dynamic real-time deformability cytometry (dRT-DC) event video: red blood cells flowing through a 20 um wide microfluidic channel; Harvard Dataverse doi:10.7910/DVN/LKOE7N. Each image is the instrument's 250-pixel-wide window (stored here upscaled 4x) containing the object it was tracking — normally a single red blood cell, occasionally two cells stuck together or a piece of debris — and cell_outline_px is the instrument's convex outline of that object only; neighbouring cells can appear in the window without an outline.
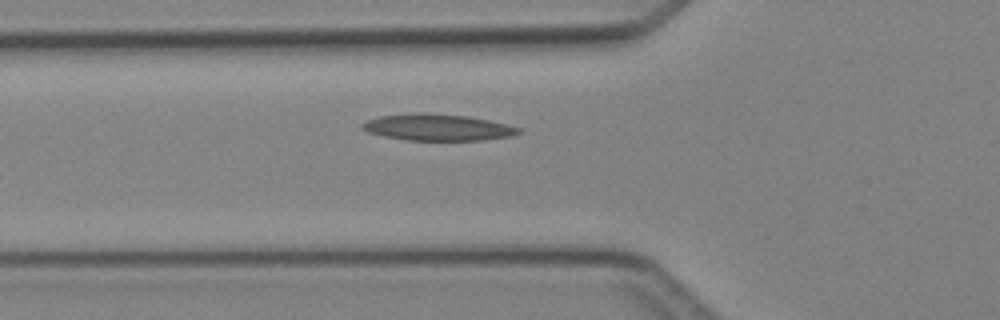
{"species": "Egyptian fruit bat (a non-hibernating species)", "species_latin": "Rousettus aegyptiacus", "temperature_condition": "cold", "stored_images_in_passage": 3, "camera_frame_rate_fps": 3000, "um_per_image_px": 0.085, "animal": {"sex": "female"}, "frame": {"image": 1, "passage_image": 3, "time_ms": 2.333, "image_size_px": [1000, 320], "cell_outline_px": [[524, 132], [512, 136], [480, 140], [408, 140], [384, 136], [368, 132], [360, 128], [360, 124], [368, 120], [380, 116], [468, 116], [488, 120], [524, 128]], "centroid_in_image_um": [37.31, 10.88], "position_along_channel_um": 88.5, "area_um2": 22.95}}